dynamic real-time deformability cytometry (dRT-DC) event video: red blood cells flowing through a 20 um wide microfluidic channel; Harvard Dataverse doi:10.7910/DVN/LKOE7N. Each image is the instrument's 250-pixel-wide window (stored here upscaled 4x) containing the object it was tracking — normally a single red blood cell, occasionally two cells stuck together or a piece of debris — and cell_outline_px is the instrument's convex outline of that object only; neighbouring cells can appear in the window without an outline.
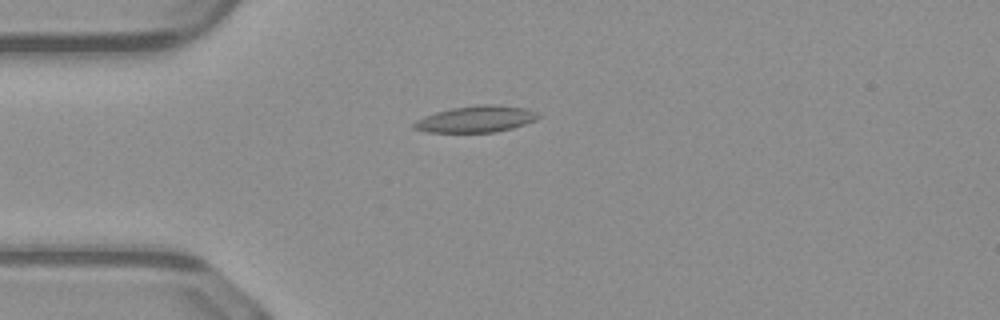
{"species": "common noctule bat (a hibernating species)", "species_latin": "Nyctalus noctula", "temperature_condition": "warm", "stored_images_in_passage": 44, "camera_frame_rate_fps": 3000, "um_per_image_px": 0.085, "animal": {"sex": "male", "body_mass_g": 23.1, "forearm_length_mm": 52.7}, "frame": {"image": 1, "passage_image": 7, "time_ms": 2.0, "image_size_px": [1000, 320], "cell_outline_px": [[540, 116], [536, 120], [512, 128], [496, 132], [428, 132], [412, 128], [412, 124], [416, 120], [424, 116], [436, 112], [452, 108], [476, 104], [496, 104], [524, 108], [536, 112]], "centroid_in_image_um": [40.44, 10.11], "position_along_channel_um": 44.6, "area_um2": 19.19}}
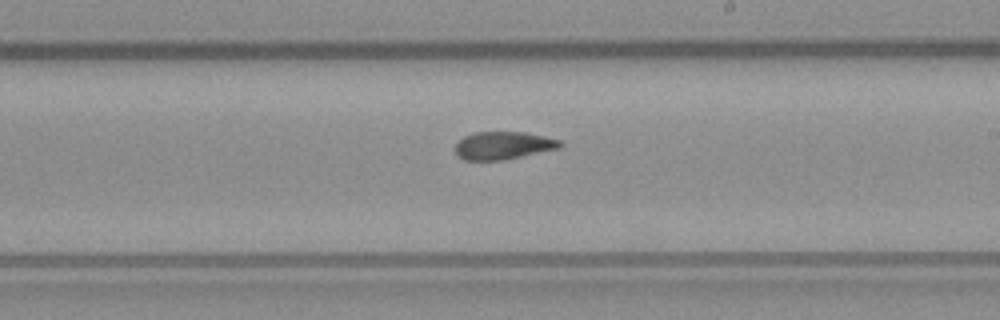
{"frame": {"image": 2, "passage_image": 23, "time_ms": 7.333, "image_size_px": [1000, 320], "cell_outline_px": [[564, 144], [560, 148], [504, 160], [464, 160], [456, 152], [456, 144], [464, 136], [472, 132], [524, 132], [544, 136], [560, 140]], "centroid_in_image_um": [42.8, 12.36], "position_along_channel_um": 246.2, "area_um2": 16.94}}
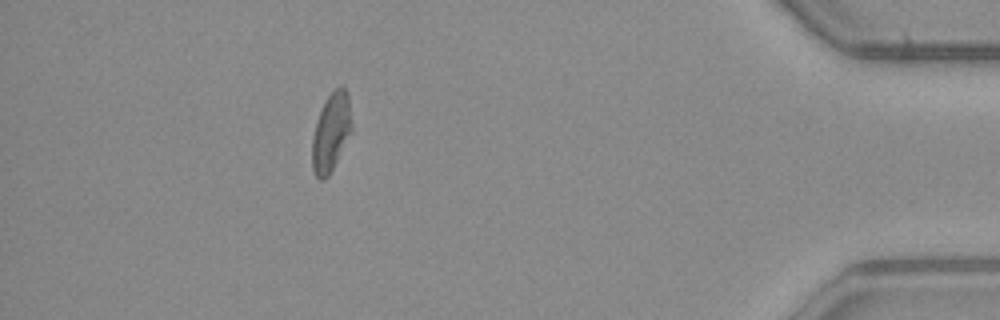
{"frame": {"image": 3, "passage_image": 39, "time_ms": 12.667, "image_size_px": [1000, 320], "cell_outline_px": [[352, 132], [328, 176], [324, 180], [320, 180], [316, 176], [312, 168], [312, 136], [324, 100], [340, 84], [348, 92], [352, 128]], "centroid_in_image_um": [28.14, 11.23], "position_along_channel_um": 407.1, "area_um2": 18.03}, "authors_computed_cell_mechanics": {"area_um2": 18.1203, "velocity_mm_per_s": 4.0894, "shape_relaxation_time_tau1_ms": null, "shape_relaxation_time_tau2_ms": 1.7531, "deformation_change_tau1": null, "deformation_change_tau2": 0.0792}}